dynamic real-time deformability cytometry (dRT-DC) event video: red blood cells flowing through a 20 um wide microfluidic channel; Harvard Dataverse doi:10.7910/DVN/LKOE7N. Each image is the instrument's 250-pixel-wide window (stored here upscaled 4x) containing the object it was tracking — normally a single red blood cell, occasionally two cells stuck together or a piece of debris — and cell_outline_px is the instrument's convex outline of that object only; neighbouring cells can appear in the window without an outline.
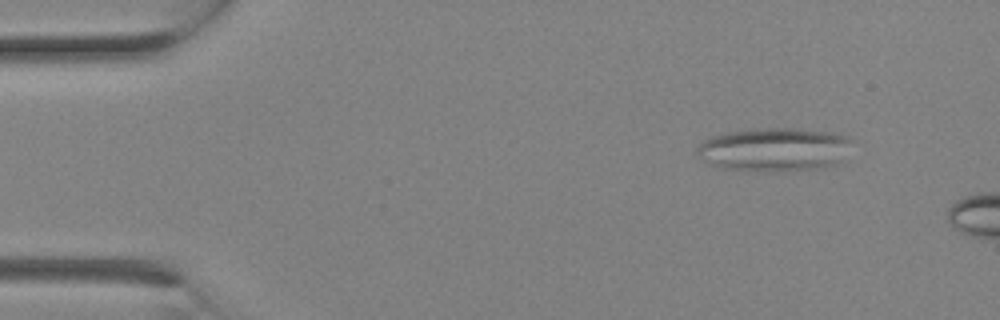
{"species": "Egyptian fruit bat (a non-hibernating species)", "species_latin": "Rousettus aegyptiacus", "temperature_condition": "room temperature", "stored_images_in_passage": 2, "camera_frame_rate_fps": 3000, "um_per_image_px": 0.085, "animal": {"sex": "female"}, "frame": {"image": 1, "passage_image": 1, "time_ms": 0.0, "image_size_px": [1000, 320], "cell_outline_px": [[852, 140], [840, 164], [820, 168], [784, 172], [768, 172], [720, 168], [708, 164], [700, 160], [696, 156], [696, 152], [700, 144], [704, 140], [712, 136], [728, 132], [764, 128], [792, 128], [828, 132], [848, 136]], "centroid_in_image_um": [65.79, 12.73], "position_along_channel_um": 19.2, "area_um2": 39.82}}